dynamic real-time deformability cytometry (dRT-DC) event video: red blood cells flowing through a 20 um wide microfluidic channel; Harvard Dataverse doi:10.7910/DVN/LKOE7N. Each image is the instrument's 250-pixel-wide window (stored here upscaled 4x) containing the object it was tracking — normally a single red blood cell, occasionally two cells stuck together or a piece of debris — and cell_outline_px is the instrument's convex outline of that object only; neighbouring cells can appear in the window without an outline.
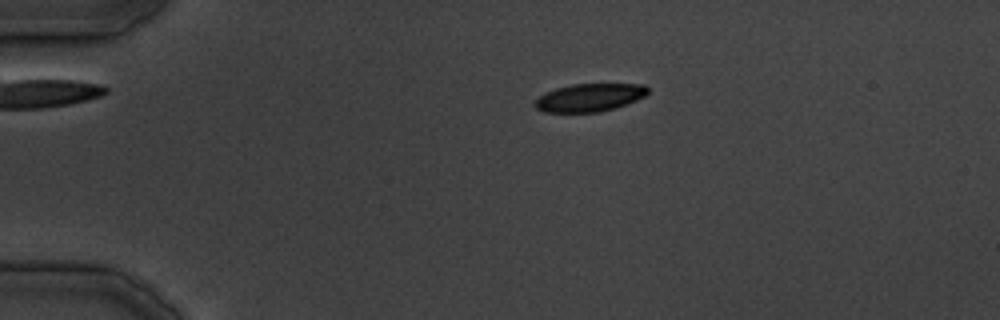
{"species": "common noctule bat (a hibernating species)", "species_latin": "Nyctalus noctula", "temperature_condition": "cold", "stored_images_in_passage": 32, "camera_frame_rate_fps": 3000, "um_per_image_px": 0.085, "animal": {"sex": "male", "body_mass_g": 19.5, "forearm_length_mm": 54.6}, "frame": {"image": 1, "passage_image": 1, "time_ms": 0.0, "image_size_px": [1000, 320], "cell_outline_px": [[648, 92], [644, 96], [636, 100], [616, 108], [600, 112], [544, 112], [536, 108], [536, 100], [544, 92], [556, 88], [572, 84], [644, 84], [648, 88]], "centroid_in_image_um": [50.12, 8.29], "position_along_channel_um": 34.9, "area_um2": 18.32}}
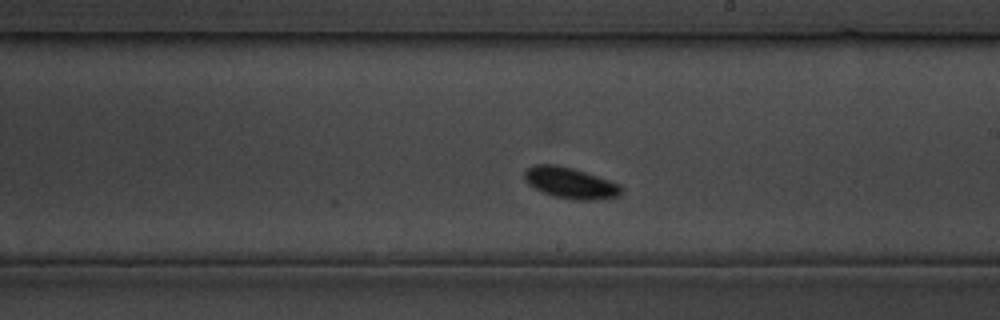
{"frame": {"image": 2, "passage_image": 16, "time_ms": 32.667, "image_size_px": [1000, 320], "cell_outline_px": [[620, 196], [600, 200], [572, 200], [552, 196], [540, 192], [528, 184], [524, 180], [524, 172], [528, 168], [536, 164], [556, 164], [572, 168], [620, 184]], "centroid_in_image_um": [48.44, 15.57], "position_along_channel_um": 240.6, "area_um2": 17.63}}
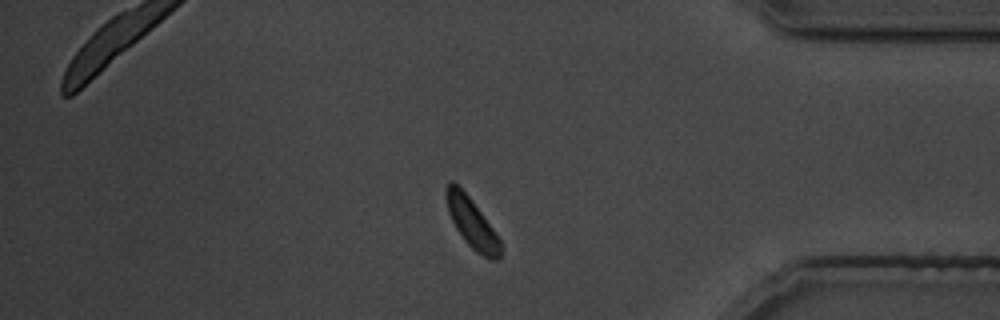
{"frame": {"image": 3, "passage_image": 26, "time_ms": 45.0, "image_size_px": [1000, 320], "cell_outline_px": [[500, 260], [488, 260], [476, 252], [464, 240], [456, 228], [448, 212], [444, 196], [444, 188], [448, 180], [452, 180], [472, 200], [492, 228], [500, 240]], "centroid_in_image_um": [40.06, 18.93], "position_along_channel_um": 395.1, "area_um2": 15.78}}